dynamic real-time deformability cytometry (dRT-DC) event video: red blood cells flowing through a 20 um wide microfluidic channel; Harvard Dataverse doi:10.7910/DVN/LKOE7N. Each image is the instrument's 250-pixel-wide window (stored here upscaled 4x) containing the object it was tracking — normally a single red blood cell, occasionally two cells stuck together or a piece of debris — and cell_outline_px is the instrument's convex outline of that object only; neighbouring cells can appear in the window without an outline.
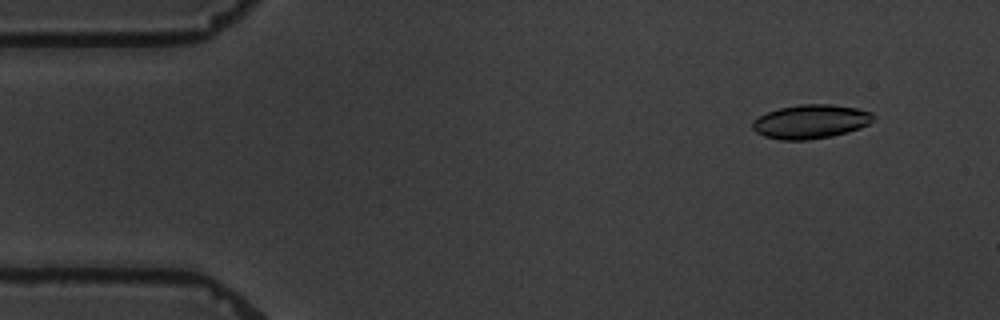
{"species": "common noctule bat (a hibernating species)", "species_latin": "Nyctalus noctula", "temperature_condition": "warm", "stored_images_in_passage": 3, "camera_frame_rate_fps": 3000, "um_per_image_px": 0.085, "animal": {"sex": "male", "body_mass_g": 19.5, "forearm_length_mm": 54.6}, "frame": {"image": 1, "passage_image": 1, "time_ms": 0.0, "image_size_px": [1000, 320], "cell_outline_px": [[876, 116], [868, 124], [860, 128], [848, 132], [832, 136], [808, 140], [780, 140], [764, 136], [756, 132], [752, 128], [752, 120], [768, 112], [780, 108], [800, 104], [832, 104], [856, 108], [872, 112]], "centroid_in_image_um": [68.91, 10.34], "position_along_channel_um": 16.1, "area_um2": 23.99}}